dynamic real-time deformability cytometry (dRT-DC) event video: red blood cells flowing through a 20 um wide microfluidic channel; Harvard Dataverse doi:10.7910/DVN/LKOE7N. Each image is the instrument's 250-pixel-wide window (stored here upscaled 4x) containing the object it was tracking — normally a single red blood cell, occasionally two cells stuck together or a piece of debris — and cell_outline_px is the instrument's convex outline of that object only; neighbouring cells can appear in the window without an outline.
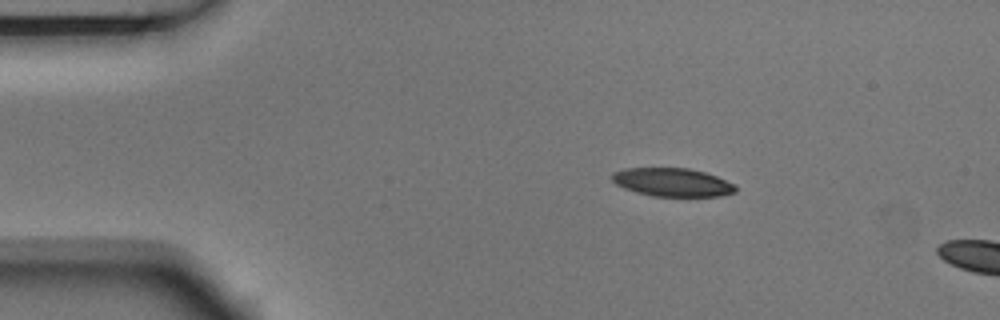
{"species": "Egyptian fruit bat (a non-hibernating species)", "species_latin": "Rousettus aegyptiacus", "temperature_condition": "room temperature", "stored_images_in_passage": 3, "camera_frame_rate_fps": 3000, "um_per_image_px": 0.085, "animal": {"sex": "male"}, "frame": {"image": 1, "passage_image": 2, "time_ms": 0.333, "image_size_px": [1000, 320], "cell_outline_px": [[736, 192], [720, 196], [652, 196], [636, 192], [624, 188], [616, 184], [612, 180], [612, 172], [624, 168], [688, 168], [704, 172], [716, 176], [732, 184], [736, 188]], "centroid_in_image_um": [57.11, 15.49], "position_along_channel_um": 27.9, "area_um2": 20.29}}